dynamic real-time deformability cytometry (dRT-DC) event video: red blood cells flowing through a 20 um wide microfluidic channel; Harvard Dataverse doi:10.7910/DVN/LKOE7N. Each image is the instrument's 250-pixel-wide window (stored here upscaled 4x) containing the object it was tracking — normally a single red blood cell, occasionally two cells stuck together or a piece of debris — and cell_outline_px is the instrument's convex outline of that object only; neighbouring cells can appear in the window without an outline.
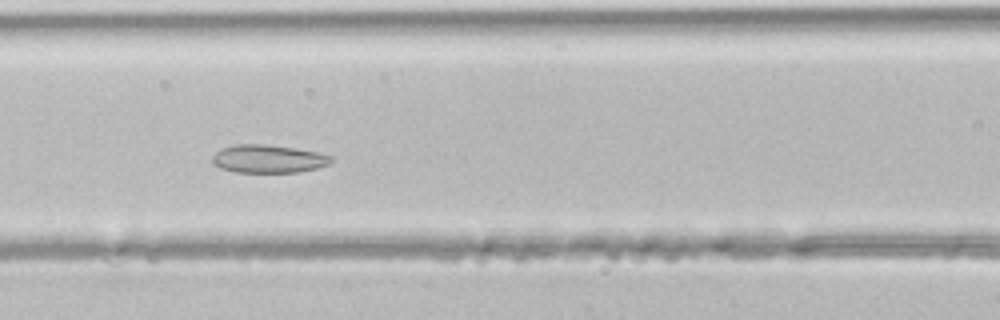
{"species": "common noctule bat (a hibernating species)", "species_latin": "Nyctalus noctula", "temperature_condition": "room temperature", "stored_images_in_passage": 33, "segment_of_instrument_passage": [1, 2], "camera_frame_rate_fps": 3000, "um_per_image_px": 0.085, "animal": {"sex": "male", "body_mass_g": 21.5, "forearm_length_mm": 52.0}, "frame": {"image": 1, "passage_image": 8, "time_ms": 2.333, "image_size_px": [1000, 320], "cell_outline_px": [[332, 160], [328, 164], [316, 168], [300, 172], [236, 172], [220, 168], [212, 160], [212, 156], [220, 148], [236, 144], [264, 144], [296, 148], [316, 152], [332, 156]], "centroid_in_image_um": [22.79, 13.49], "position_along_channel_um": 143.8, "area_um2": 19.36}}
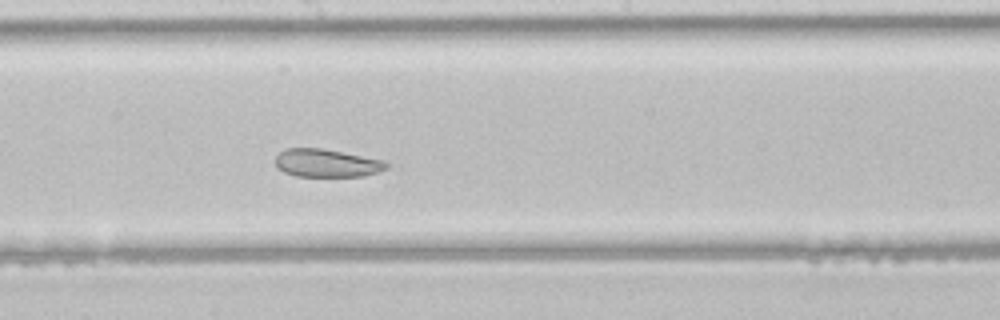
{"frame": {"image": 2, "passage_image": 13, "time_ms": 4.0, "image_size_px": [1000, 320], "cell_outline_px": [[388, 168], [364, 176], [296, 176], [284, 172], [276, 168], [276, 156], [284, 148], [320, 148], [384, 160], [388, 164]], "centroid_in_image_um": [27.74, 13.86], "position_along_channel_um": 220.5, "area_um2": 18.03}}
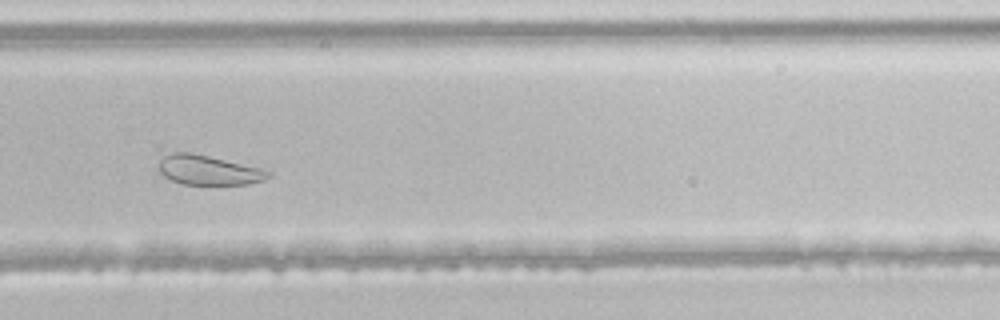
{"frame": {"image": 3, "passage_image": 19, "time_ms": 6.0, "image_size_px": [1000, 320], "cell_outline_px": [[272, 172], [264, 180], [248, 184], [184, 184], [172, 180], [164, 176], [160, 172], [160, 160], [164, 156], [172, 152], [192, 152], [260, 168]], "centroid_in_image_um": [17.71, 14.45], "position_along_channel_um": 312.1, "area_um2": 18.61}}